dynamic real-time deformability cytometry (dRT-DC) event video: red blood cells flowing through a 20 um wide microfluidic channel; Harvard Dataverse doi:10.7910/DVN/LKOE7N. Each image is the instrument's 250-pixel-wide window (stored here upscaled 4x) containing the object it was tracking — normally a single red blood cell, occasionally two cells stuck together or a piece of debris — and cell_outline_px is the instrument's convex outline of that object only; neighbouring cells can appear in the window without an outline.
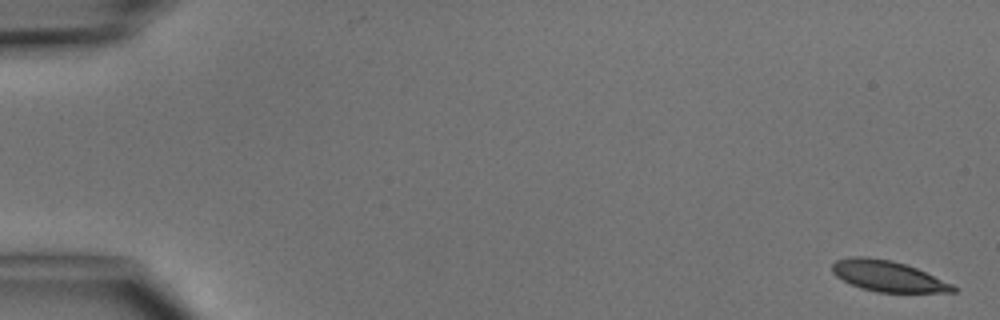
{"species": "common noctule bat (a hibernating species)", "species_latin": "Nyctalus noctula", "temperature_condition": "cold", "stored_images_in_passage": 5, "camera_frame_rate_fps": 3000, "um_per_image_px": 0.085, "animal": {"sex": "male", "body_mass_g": 15.6}, "frame": {"image": 1, "passage_image": 1, "time_ms": 0.0, "image_size_px": [1000, 320], "cell_outline_px": [[960, 288], [956, 292], [876, 292], [860, 288], [836, 276], [832, 272], [832, 264], [836, 260], [852, 256], [864, 256], [892, 260], [916, 268], [952, 284]], "centroid_in_image_um": [75.47, 23.47], "position_along_channel_um": 9.5, "area_um2": 21.62}}
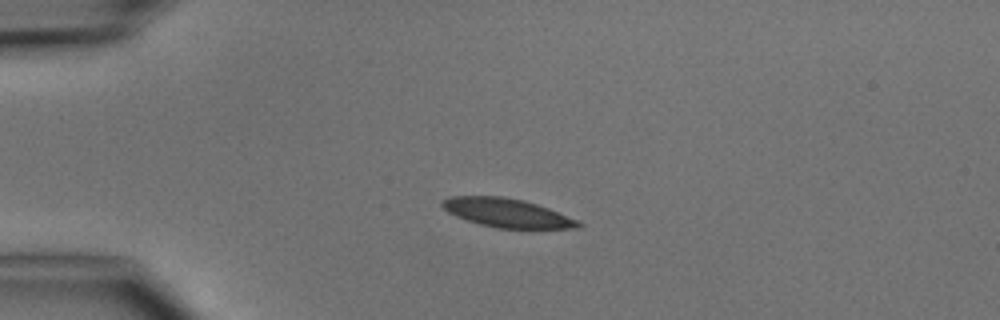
{"frame": {"image": 2, "passage_image": 4, "time_ms": 3.667, "image_size_px": [1000, 320], "cell_outline_px": [[584, 224], [580, 228], [496, 228], [480, 224], [456, 216], [448, 212], [440, 204], [440, 200], [448, 196], [504, 196], [524, 200], [548, 208], [580, 220]], "centroid_in_image_um": [43.1, 18.09], "position_along_channel_um": 41.9, "area_um2": 22.95}}